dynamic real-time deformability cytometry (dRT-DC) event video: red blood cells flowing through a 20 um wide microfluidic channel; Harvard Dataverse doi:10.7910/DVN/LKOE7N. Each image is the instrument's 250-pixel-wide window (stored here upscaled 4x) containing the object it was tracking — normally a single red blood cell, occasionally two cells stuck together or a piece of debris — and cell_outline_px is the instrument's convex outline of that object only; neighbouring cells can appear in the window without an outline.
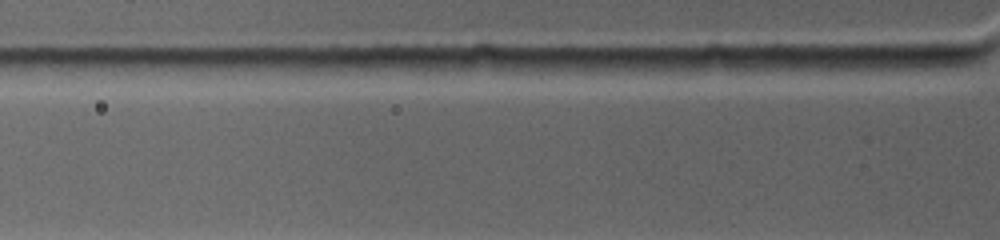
{"species": "common noctule bat (a hibernating species)", "species_latin": "Nyctalus noctula", "temperature_condition": "warm", "stored_images_in_passage": 3, "camera_frame_rate_fps": 4500, "um_per_image_px": 0.085, "animal": {"sex": "female", "body_mass_g": 19.0, "forearm_length_mm": 53.3}, "frame": {"image": 1, "passage_image": 3, "time_ms": 0.444, "image_size_px": [1000, 240], "cell_outline_px": [[968, 64], [940, 68], [880, 76], [820, 68], [820, 56], [960, 56], [968, 60]], "centroid_in_image_um": [75.54, 5.42], "position_along_channel_um": 50.3, "area_um2": 15.78}}